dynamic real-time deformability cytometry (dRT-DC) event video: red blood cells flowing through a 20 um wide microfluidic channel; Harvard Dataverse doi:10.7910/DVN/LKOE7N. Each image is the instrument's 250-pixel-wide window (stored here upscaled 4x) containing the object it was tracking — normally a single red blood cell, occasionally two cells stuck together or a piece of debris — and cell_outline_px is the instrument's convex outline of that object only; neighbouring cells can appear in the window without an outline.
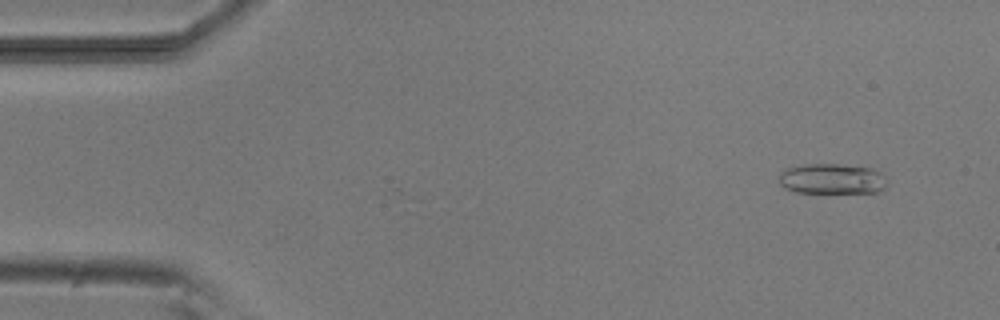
{"species": "common noctule bat (a hibernating species)", "species_latin": "Nyctalus noctula", "temperature_condition": "room temperature", "stored_images_in_passage": 40, "camera_frame_rate_fps": 3000, "um_per_image_px": 0.085, "animal": {"sex": "male", "body_mass_g": 20.5, "forearm_length_mm": 52.5}, "frame": {"image": 1, "passage_image": 4, "time_ms": 1.0, "image_size_px": [1000, 320], "cell_outline_px": [[884, 188], [876, 192], [796, 192], [784, 188], [780, 184], [780, 172], [788, 168], [804, 164], [836, 164], [872, 168], [880, 172], [884, 184]], "centroid_in_image_um": [70.66, 15.19], "position_along_channel_um": 14.3, "area_um2": 18.73}}
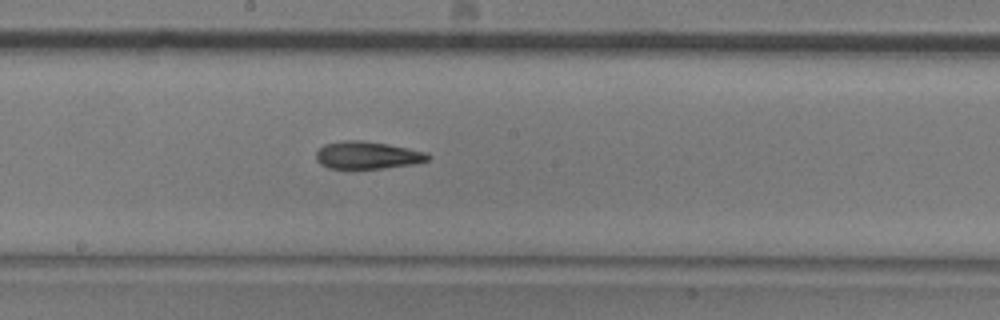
{"frame": {"image": 2, "passage_image": 28, "time_ms": 9.0, "image_size_px": [1000, 320], "cell_outline_px": [[432, 156], [428, 160], [412, 164], [384, 168], [328, 168], [320, 164], [316, 160], [316, 152], [324, 144], [344, 140], [360, 140], [388, 144], [428, 152]], "centroid_in_image_um": [31.23, 13.18], "position_along_channel_um": 217.0, "area_um2": 17.92}}
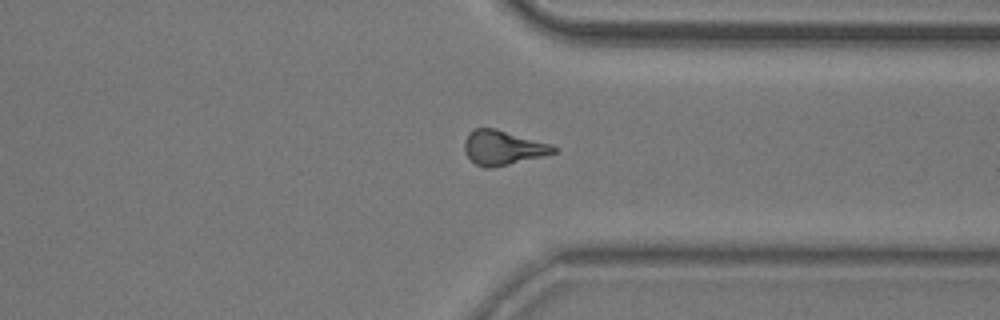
{"frame": {"image": 3, "passage_image": 40, "time_ms": 13.0, "image_size_px": [1000, 320], "cell_outline_px": [[556, 152], [492, 168], [484, 168], [476, 164], [464, 152], [464, 140], [468, 132], [476, 128], [496, 128], [552, 144], [556, 148]], "centroid_in_image_um": [42.7, 12.53], "position_along_channel_um": 368.7, "area_um2": 17.8}, "authors_computed_cell_mechanics": {"area_um2": 18.207, "velocity_mm_per_s": 3.8404, "shape_relaxation_time_tau1_ms": 8.6119, "shape_relaxation_time_tau2_ms": 5.5162, "deformation_change_tau1": 0.1856, "deformation_change_tau2": 0.1546}}